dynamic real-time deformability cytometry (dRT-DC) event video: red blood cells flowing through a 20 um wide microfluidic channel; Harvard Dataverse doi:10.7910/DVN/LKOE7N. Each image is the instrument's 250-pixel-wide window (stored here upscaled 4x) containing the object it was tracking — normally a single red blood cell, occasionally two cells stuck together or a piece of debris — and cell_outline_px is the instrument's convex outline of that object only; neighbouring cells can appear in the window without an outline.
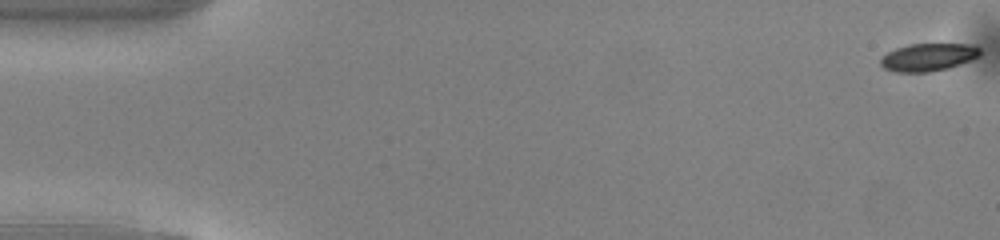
{"species": "common noctule bat (a hibernating species)", "species_latin": "Nyctalus noctula", "temperature_condition": "warm", "stored_images_in_passage": 51, "camera_frame_rate_fps": 3000, "um_per_image_px": 0.085, "animal": {"sex": "male", "body_mass_g": 13.0, "forearm_length_mm": 53.1}, "frame": {"image": 1, "passage_image": 1, "time_ms": 0.0, "image_size_px": [1000, 240], "cell_outline_px": [[980, 56], [972, 60], [948, 68], [928, 72], [896, 72], [884, 68], [880, 64], [880, 60], [888, 52], [896, 48], [908, 44], [976, 44], [980, 48]], "centroid_in_image_um": [78.94, 4.85], "position_along_channel_um": 6.1, "area_um2": 16.13}}
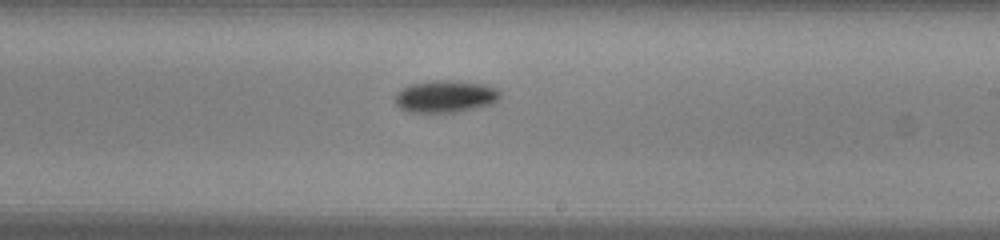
{"frame": {"image": 2, "passage_image": 30, "time_ms": 9.667, "image_size_px": [1000, 240], "cell_outline_px": [[500, 96], [492, 104], [476, 108], [456, 112], [412, 112], [400, 108], [396, 104], [396, 92], [400, 88], [412, 84], [432, 80], [452, 80], [488, 84], [500, 88]], "centroid_in_image_um": [37.9, 8.18], "position_along_channel_um": 251.1, "area_um2": 19.88}}
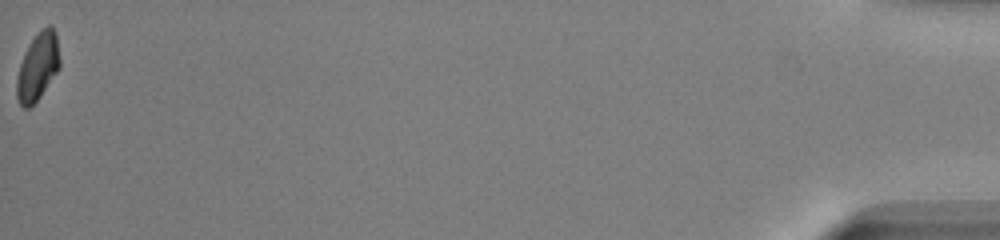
{"frame": {"image": 3, "passage_image": 51, "time_ms": 16.667, "image_size_px": [1000, 240], "cell_outline_px": [[60, 68], [40, 96], [28, 108], [24, 108], [20, 104], [16, 96], [16, 80], [20, 64], [24, 52], [28, 44], [48, 24], [52, 24], [56, 32], [60, 60]], "centroid_in_image_um": [3.21, 5.66], "position_along_channel_um": 432.0, "area_um2": 16.88}, "authors_computed_cell_mechanics": {"area_um2": 17.8024, "velocity_mm_per_s": 4.1092, "shape_relaxation_time_tau1_ms": 1.8681, "shape_relaxation_time_tau2_ms": null, "deformation_change_tau1": 0.116, "deformation_change_tau2": null}}